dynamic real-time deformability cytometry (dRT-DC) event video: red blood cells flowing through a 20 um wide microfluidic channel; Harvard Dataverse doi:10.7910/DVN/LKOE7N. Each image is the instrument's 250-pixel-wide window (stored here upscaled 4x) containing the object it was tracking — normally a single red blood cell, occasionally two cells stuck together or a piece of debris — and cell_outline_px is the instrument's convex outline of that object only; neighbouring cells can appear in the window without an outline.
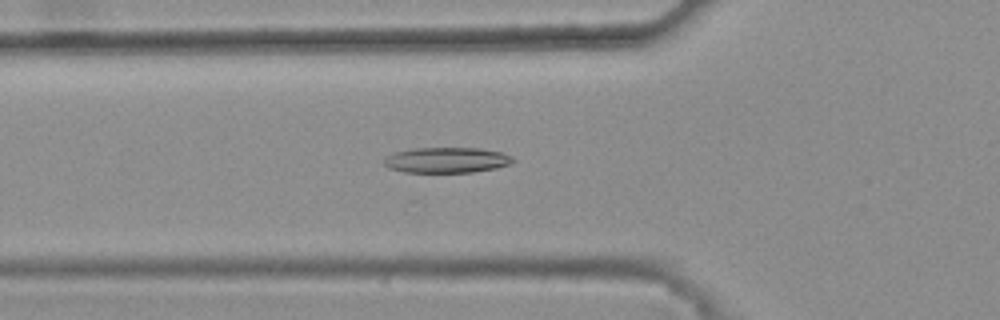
{"species": "common noctule bat (a hibernating species)", "species_latin": "Nyctalus noctula", "temperature_condition": "warm", "stored_images_in_passage": 26, "camera_frame_rate_fps": 3000, "um_per_image_px": 0.085, "animal": {"sex": "female", "body_mass_g": 25.1}, "frame": {"image": 1, "passage_image": 15, "time_ms": 4.667, "image_size_px": [1000, 320], "cell_outline_px": [[516, 160], [508, 164], [496, 168], [472, 172], [404, 172], [388, 168], [384, 164], [384, 160], [388, 156], [396, 152], [412, 148], [476, 148], [500, 152], [512, 156]], "centroid_in_image_um": [37.96, 13.61], "position_along_channel_um": 87.8, "area_um2": 19.02}}
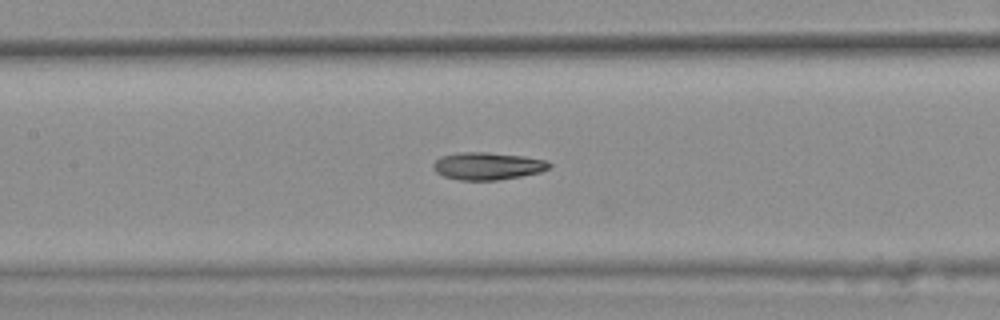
{"frame": {"image": 2, "passage_image": 21, "time_ms": 6.667, "image_size_px": [1000, 320], "cell_outline_px": [[552, 164], [548, 168], [540, 172], [520, 176], [496, 180], [460, 180], [444, 176], [436, 172], [432, 168], [432, 164], [440, 156], [460, 152], [488, 152], [524, 156], [548, 160]], "centroid_in_image_um": [41.43, 14.1], "position_along_channel_um": 166.0, "area_um2": 18.61}}
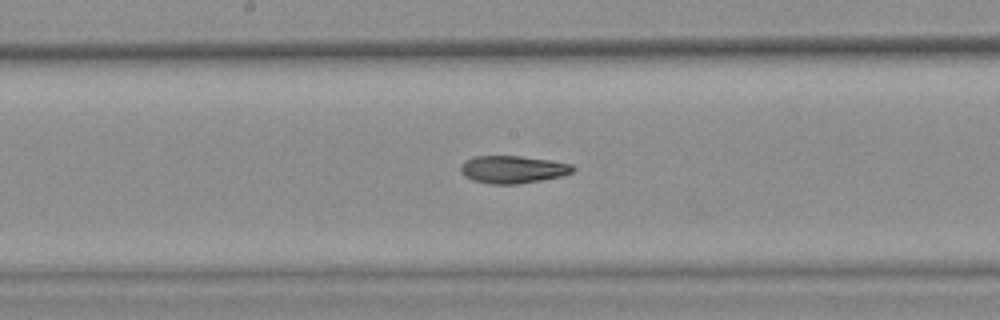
{"frame": {"image": 3, "passage_image": 24, "time_ms": 7.667, "image_size_px": [1000, 320], "cell_outline_px": [[576, 168], [572, 172], [560, 176], [540, 180], [516, 184], [492, 184], [472, 180], [464, 176], [460, 168], [460, 164], [464, 160], [472, 156], [520, 156], [548, 160], [572, 164]], "centroid_in_image_um": [43.54, 14.39], "position_along_channel_um": 204.7, "area_um2": 17.98}}